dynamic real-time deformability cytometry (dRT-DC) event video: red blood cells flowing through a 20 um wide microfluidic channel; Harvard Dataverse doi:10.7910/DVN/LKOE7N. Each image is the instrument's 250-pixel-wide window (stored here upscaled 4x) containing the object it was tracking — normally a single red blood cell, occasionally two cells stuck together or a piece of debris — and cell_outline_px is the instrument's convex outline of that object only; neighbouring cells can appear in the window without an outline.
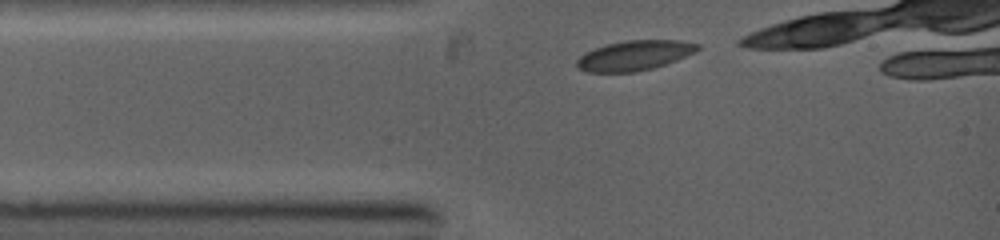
{"species": "common noctule bat (a hibernating species)", "species_latin": "Nyctalus noctula", "temperature_condition": "warm", "stored_images_in_passage": 4, "camera_frame_rate_fps": 5000, "um_per_image_px": 0.085, "animal": {"sex": "female", "body_mass_g": 19.0, "forearm_length_mm": 53.3}, "frame": {"image": 1, "passage_image": 1, "time_ms": 0.0, "image_size_px": [1000, 240], "cell_outline_px": [[700, 48], [696, 52], [676, 60], [652, 68], [636, 72], [588, 72], [576, 68], [576, 60], [584, 52], [608, 44], [624, 40], [680, 40], [700, 44]], "centroid_in_image_um": [53.92, 4.71], "position_along_channel_um": 31.1, "area_um2": 21.1}}
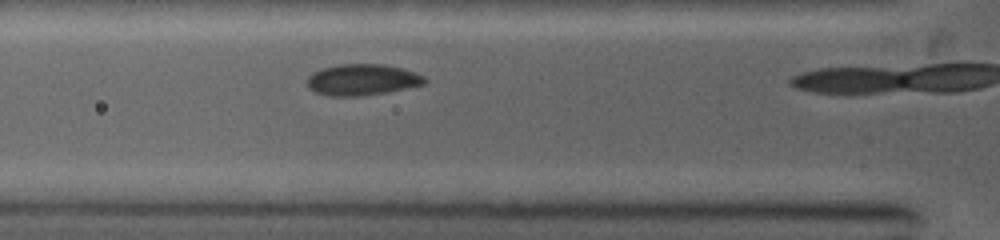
{"frame": {"image": 2, "passage_image": 4, "time_ms": 1.6, "image_size_px": [1000, 240], "cell_outline_px": [[428, 80], [424, 84], [384, 92], [360, 96], [328, 96], [316, 92], [308, 88], [308, 76], [312, 72], [324, 68], [340, 64], [380, 64], [400, 68], [424, 76]], "centroid_in_image_um": [30.75, 6.78], "position_along_channel_um": 95.1, "area_um2": 21.04}}